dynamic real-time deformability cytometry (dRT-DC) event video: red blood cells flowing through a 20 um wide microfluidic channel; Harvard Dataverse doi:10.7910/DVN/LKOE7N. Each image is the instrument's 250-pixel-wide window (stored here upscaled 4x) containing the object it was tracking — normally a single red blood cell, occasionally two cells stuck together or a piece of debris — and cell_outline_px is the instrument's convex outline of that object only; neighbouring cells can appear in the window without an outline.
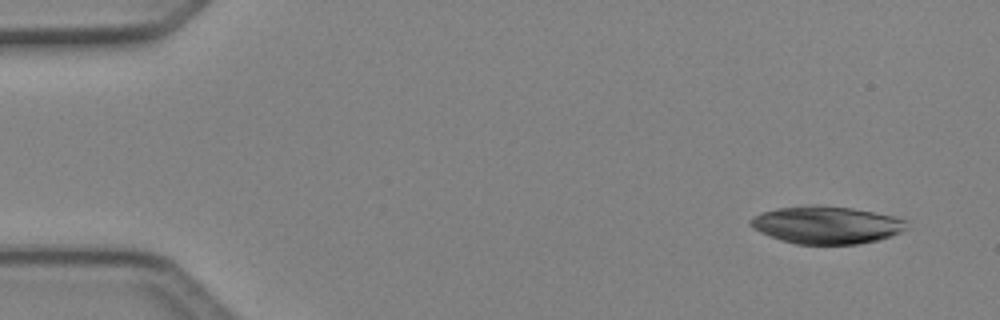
{"species": "Egyptian fruit bat (a non-hibernating species)", "species_latin": "Rousettus aegyptiacus", "temperature_condition": "cold", "stored_images_in_passage": 4, "camera_frame_rate_fps": 3000, "um_per_image_px": 0.085, "animal": {"sex": "female"}, "frame": {"image": 1, "passage_image": 1, "time_ms": 0.0, "image_size_px": [1000, 320], "cell_outline_px": [[908, 228], [892, 236], [860, 244], [796, 244], [780, 240], [768, 236], [752, 228], [748, 224], [748, 220], [752, 216], [776, 208], [852, 208], [892, 216], [908, 220]], "centroid_in_image_um": [70.26, 19.17], "position_along_channel_um": 14.7, "area_um2": 33.35}}